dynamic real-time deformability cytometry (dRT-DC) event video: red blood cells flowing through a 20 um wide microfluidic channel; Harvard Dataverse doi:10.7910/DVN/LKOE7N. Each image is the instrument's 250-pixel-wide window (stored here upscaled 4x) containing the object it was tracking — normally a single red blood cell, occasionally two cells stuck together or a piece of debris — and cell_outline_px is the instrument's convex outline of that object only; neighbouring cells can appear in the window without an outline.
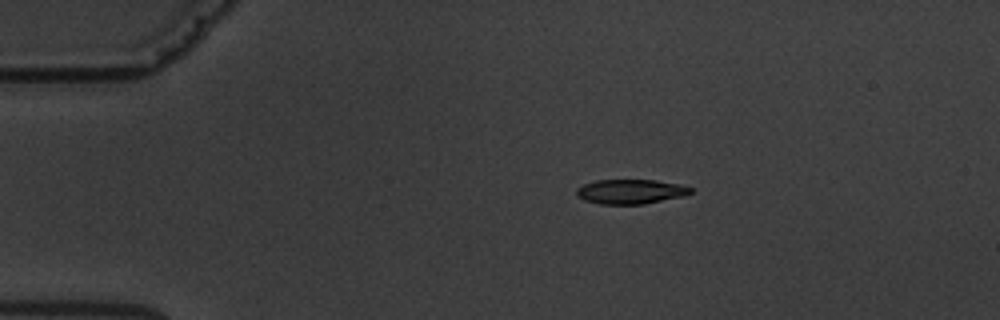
{"species": "common noctule bat (a hibernating species)", "species_latin": "Nyctalus noctula", "temperature_condition": "warm", "stored_images_in_passage": 5, "camera_frame_rate_fps": 3000, "um_per_image_px": 0.085, "animal": {"sex": "male", "body_mass_g": 19.5, "forearm_length_mm": 54.6}, "frame": {"image": 1, "passage_image": 2, "time_ms": 2.0, "image_size_px": [1000, 320], "cell_outline_px": [[692, 192], [684, 196], [644, 204], [600, 204], [584, 200], [576, 196], [576, 188], [584, 184], [596, 180], [656, 180], [680, 184], [692, 188]], "centroid_in_image_um": [53.59, 16.28], "position_along_channel_um": 31.4, "area_um2": 16.42}}
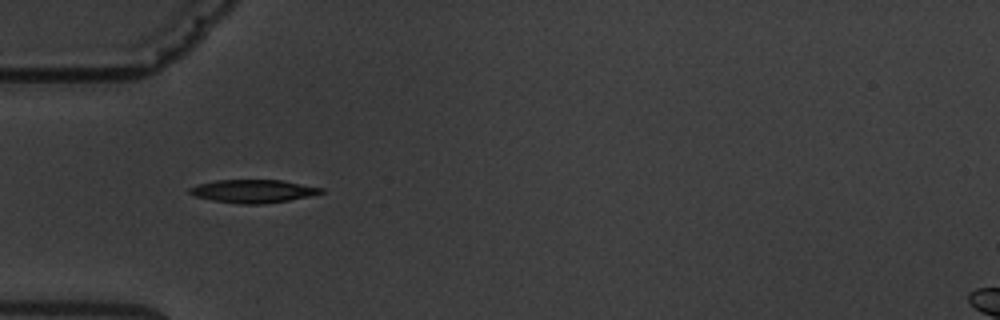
{"frame": {"image": 2, "passage_image": 4, "time_ms": 4.333, "image_size_px": [1000, 320], "cell_outline_px": [[324, 192], [308, 196], [288, 200], [264, 204], [240, 204], [212, 200], [196, 196], [188, 192], [188, 188], [196, 184], [216, 180], [284, 180], [324, 188]], "centroid_in_image_um": [21.5, 16.24], "position_along_channel_um": 63.5, "area_um2": 17.74}}
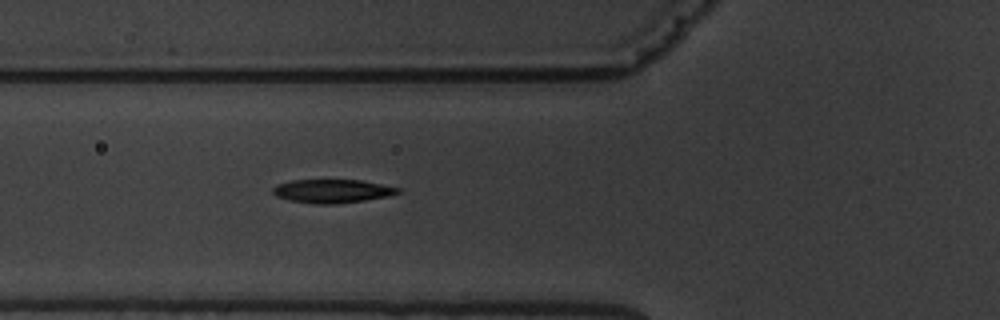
{"frame": {"image": 3, "passage_image": 5, "time_ms": 5.333, "image_size_px": [1000, 320], "cell_outline_px": [[400, 192], [388, 196], [364, 200], [336, 204], [312, 204], [292, 200], [276, 196], [272, 192], [272, 188], [276, 184], [292, 180], [360, 180], [400, 188]], "centroid_in_image_um": [28.21, 16.24], "position_along_channel_um": 97.6, "area_um2": 17.05}}